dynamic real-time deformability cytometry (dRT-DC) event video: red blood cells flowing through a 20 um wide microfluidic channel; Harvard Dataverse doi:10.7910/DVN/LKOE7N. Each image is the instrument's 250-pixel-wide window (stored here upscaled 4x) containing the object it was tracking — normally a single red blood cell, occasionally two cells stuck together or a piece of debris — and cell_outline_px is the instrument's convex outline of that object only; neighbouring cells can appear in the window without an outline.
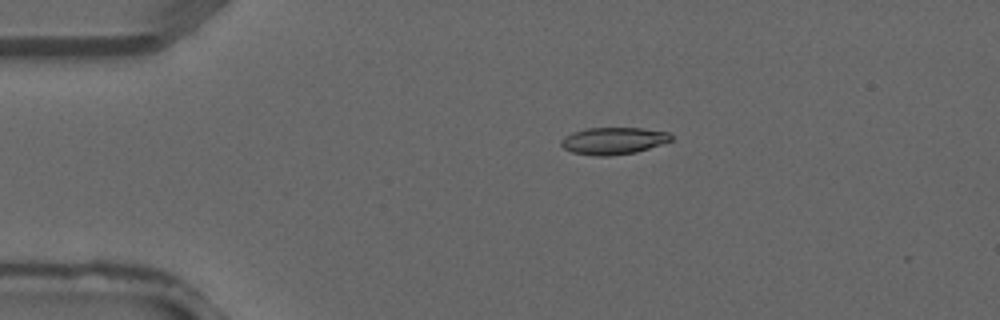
{"species": "common noctule bat (a hibernating species)", "species_latin": "Nyctalus noctula", "temperature_condition": "warm", "stored_images_in_passage": 3, "camera_frame_rate_fps": 3000, "um_per_image_px": 0.085, "animal": {"sex": "male", "forearm_length_mm": 52.5}, "frame": {"image": 1, "passage_image": 2, "time_ms": 0.333, "image_size_px": [1000, 320], "cell_outline_px": [[672, 140], [636, 152], [608, 156], [596, 156], [572, 152], [564, 148], [560, 144], [560, 140], [564, 136], [572, 132], [588, 128], [640, 128], [668, 132], [672, 136]], "centroid_in_image_um": [52.1, 11.96], "position_along_channel_um": 32.9, "area_um2": 17.22}}